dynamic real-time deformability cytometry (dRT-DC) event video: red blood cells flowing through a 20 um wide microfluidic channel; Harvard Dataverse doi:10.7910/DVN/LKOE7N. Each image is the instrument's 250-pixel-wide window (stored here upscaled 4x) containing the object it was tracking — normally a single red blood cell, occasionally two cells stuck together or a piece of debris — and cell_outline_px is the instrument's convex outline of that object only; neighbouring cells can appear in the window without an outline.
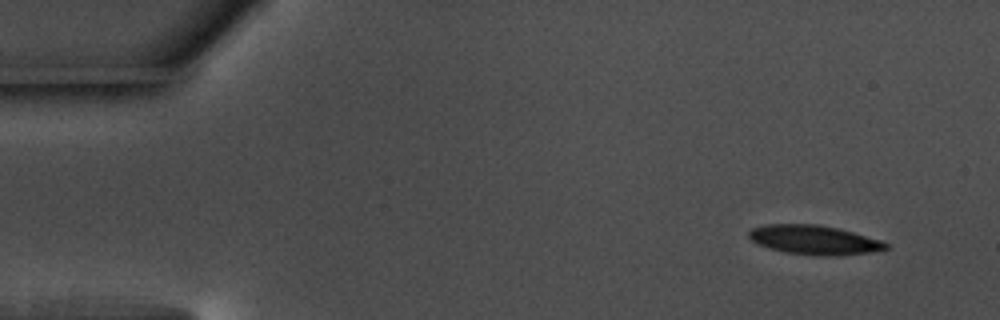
{"species": "common noctule bat (a hibernating species)", "species_latin": "Nyctalus noctula", "temperature_condition": "warm", "stored_images_in_passage": 52, "camera_frame_rate_fps": 3000, "um_per_image_px": 0.085, "animal": {"sex": "male", "body_mass_g": 17.5, "forearm_length_mm": 52.3}, "frame": {"image": 1, "passage_image": 1, "time_ms": 0.0, "image_size_px": [1000, 320], "cell_outline_px": [[888, 248], [868, 252], [836, 256], [820, 256], [788, 252], [768, 248], [752, 240], [748, 236], [748, 232], [752, 228], [764, 224], [816, 224], [836, 228], [852, 232], [880, 240], [888, 244]], "centroid_in_image_um": [69.17, 20.38], "position_along_channel_um": 15.8, "area_um2": 23.0}}
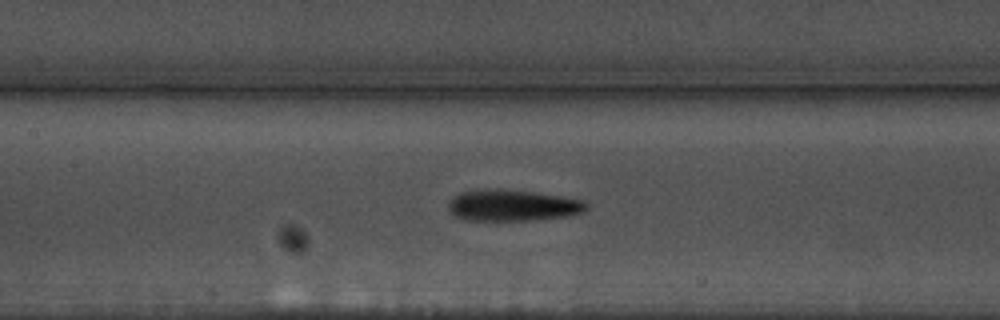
{"frame": {"image": 2, "passage_image": 22, "time_ms": 7.0, "image_size_px": [1000, 320], "cell_outline_px": [[588, 208], [584, 212], [568, 216], [536, 220], [464, 220], [456, 216], [452, 212], [448, 204], [452, 196], [464, 192], [496, 188], [532, 192], [560, 196], [584, 200], [588, 204]], "centroid_in_image_um": [43.62, 17.46], "position_along_channel_um": 163.8, "area_um2": 25.09}}
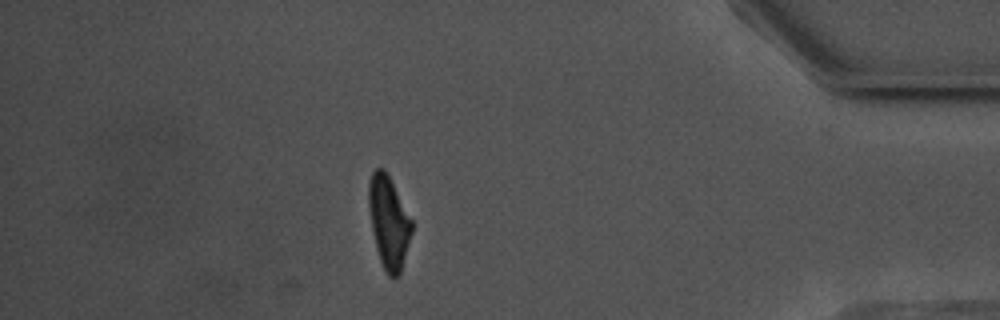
{"frame": {"image": 3, "passage_image": 45, "time_ms": 14.667, "image_size_px": [1000, 320], "cell_outline_px": [[412, 232], [400, 276], [388, 276], [380, 260], [376, 248], [368, 208], [368, 184], [372, 172], [376, 168], [384, 168], [412, 220]], "centroid_in_image_um": [33.03, 18.89], "position_along_channel_um": 402.2, "area_um2": 22.95}, "authors_computed_cell_mechanics": {"area_um2": 24.1315, "velocity_mm_per_s": 3.6642, "shape_relaxation_time_tau1_ms": 4.9445, "shape_relaxation_time_tau2_ms": 4.6684, "deformation_change_tau1": 0.1571, "deformation_change_tau2": 0.1463}}